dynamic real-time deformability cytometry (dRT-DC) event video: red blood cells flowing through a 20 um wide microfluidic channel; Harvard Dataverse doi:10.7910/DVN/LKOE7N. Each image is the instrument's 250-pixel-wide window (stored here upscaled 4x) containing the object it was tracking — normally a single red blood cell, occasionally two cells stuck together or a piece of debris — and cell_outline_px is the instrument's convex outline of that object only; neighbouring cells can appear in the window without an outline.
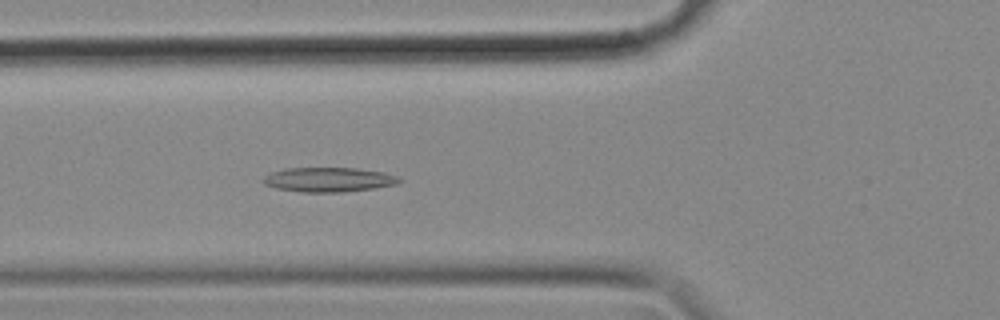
{"species": "common noctule bat (a hibernating species)", "species_latin": "Nyctalus noctula", "temperature_condition": "cold", "stored_images_in_passage": 56, "camera_frame_rate_fps": 3000, "um_per_image_px": 0.085, "animal": {"sex": "female", "body_mass_g": 18.4}, "frame": {"image": 1, "passage_image": 20, "time_ms": 6.333, "image_size_px": [1000, 320], "cell_outline_px": [[404, 180], [396, 184], [376, 188], [340, 192], [300, 192], [276, 188], [264, 184], [264, 176], [272, 172], [288, 168], [356, 168], [384, 172], [396, 176]], "centroid_in_image_um": [27.96, 15.27], "position_along_channel_um": 97.8, "area_um2": 19.36}}
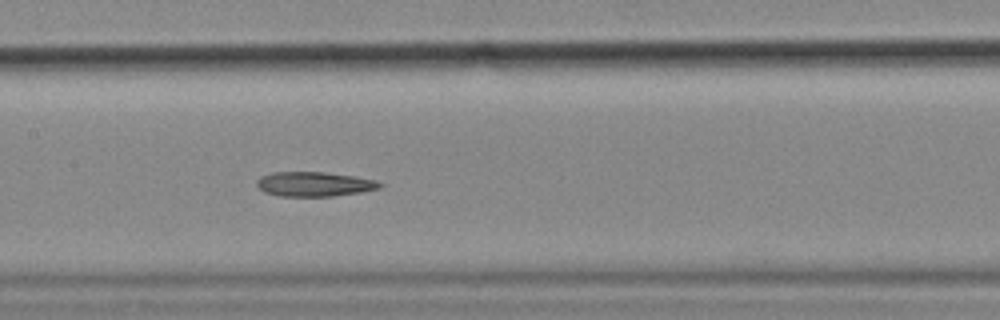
{"frame": {"image": 2, "passage_image": 27, "time_ms": 8.667, "image_size_px": [1000, 320], "cell_outline_px": [[384, 184], [380, 188], [360, 192], [332, 196], [280, 196], [264, 192], [256, 184], [256, 180], [260, 176], [272, 172], [324, 172], [356, 176], [376, 180]], "centroid_in_image_um": [26.71, 15.64], "position_along_channel_um": 180.7, "area_um2": 17.69}}
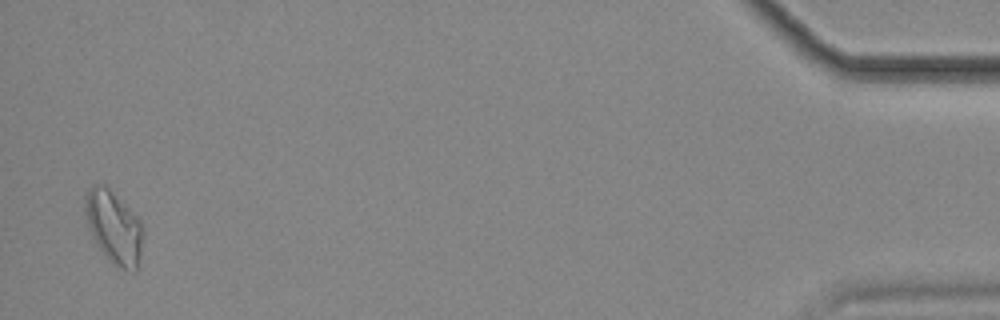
{"frame": {"image": 3, "passage_image": 55, "time_ms": 18.0, "image_size_px": [1000, 320], "cell_outline_px": [[144, 232], [140, 256], [136, 272], [132, 272], [112, 264], [100, 248], [92, 236], [88, 224], [84, 208], [84, 200], [88, 188], [96, 184], [104, 184], [140, 220]], "centroid_in_image_um": [9.69, 19.33], "position_along_channel_um": 425.5, "area_um2": 24.28}}